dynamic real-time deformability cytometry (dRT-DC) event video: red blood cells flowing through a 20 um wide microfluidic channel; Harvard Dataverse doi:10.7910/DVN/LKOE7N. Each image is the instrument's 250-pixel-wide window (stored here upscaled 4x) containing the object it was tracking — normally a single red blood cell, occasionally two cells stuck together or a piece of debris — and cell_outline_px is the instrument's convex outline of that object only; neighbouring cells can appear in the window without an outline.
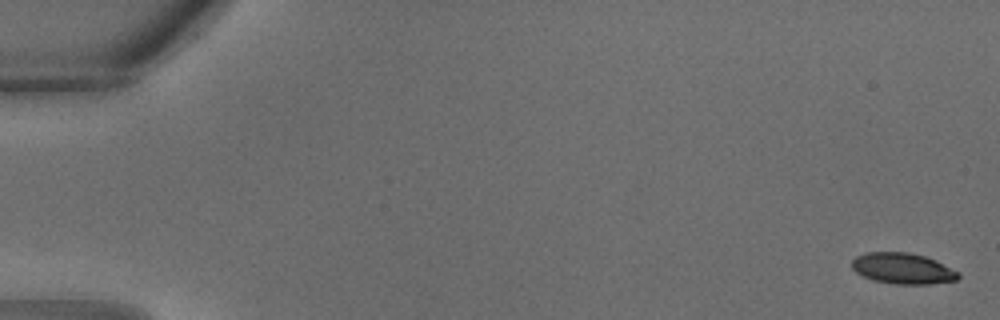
{"species": "common noctule bat (a hibernating species)", "species_latin": "Nyctalus noctula", "temperature_condition": "warm", "stored_images_in_passage": 33, "camera_frame_rate_fps": 3000, "um_per_image_px": 0.085, "animal": {"sex": "male", "body_mass_g": 18.8}, "frame": {"image": 1, "passage_image": 1, "time_ms": 0.0, "image_size_px": [1000, 320], "cell_outline_px": [[960, 276], [956, 280], [928, 284], [896, 284], [872, 280], [856, 272], [852, 268], [852, 260], [856, 256], [868, 252], [908, 252], [924, 256], [936, 260], [960, 272]], "centroid_in_image_um": [76.74, 22.82], "position_along_channel_um": 8.3, "area_um2": 19.19}}
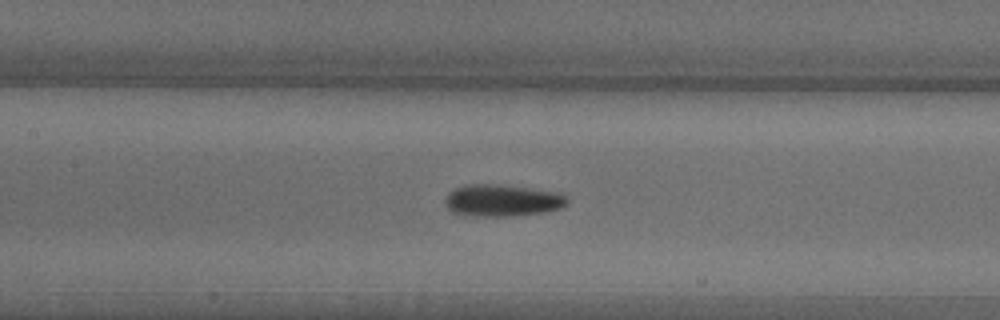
{"frame": {"image": 2, "passage_image": 16, "time_ms": 5.0, "image_size_px": [1000, 320], "cell_outline_px": [[568, 200], [560, 208], [544, 212], [512, 216], [472, 216], [452, 212], [448, 208], [448, 192], [456, 188], [472, 184], [496, 184], [560, 192], [568, 196]], "centroid_in_image_um": [42.74, 17.04], "position_along_channel_um": 164.7, "area_um2": 22.43}}
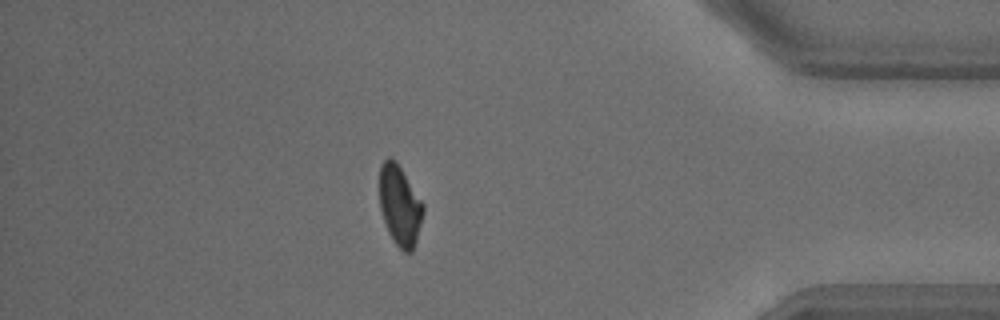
{"frame": {"image": 3, "passage_image": 29, "time_ms": 9.333, "image_size_px": [1000, 320], "cell_outline_px": [[424, 212], [416, 240], [412, 252], [404, 252], [396, 244], [388, 232], [380, 208], [380, 164], [388, 156], [392, 156], [396, 160], [424, 204]], "centroid_in_image_um": [33.98, 17.43], "position_along_channel_um": 401.2, "area_um2": 20.4}}